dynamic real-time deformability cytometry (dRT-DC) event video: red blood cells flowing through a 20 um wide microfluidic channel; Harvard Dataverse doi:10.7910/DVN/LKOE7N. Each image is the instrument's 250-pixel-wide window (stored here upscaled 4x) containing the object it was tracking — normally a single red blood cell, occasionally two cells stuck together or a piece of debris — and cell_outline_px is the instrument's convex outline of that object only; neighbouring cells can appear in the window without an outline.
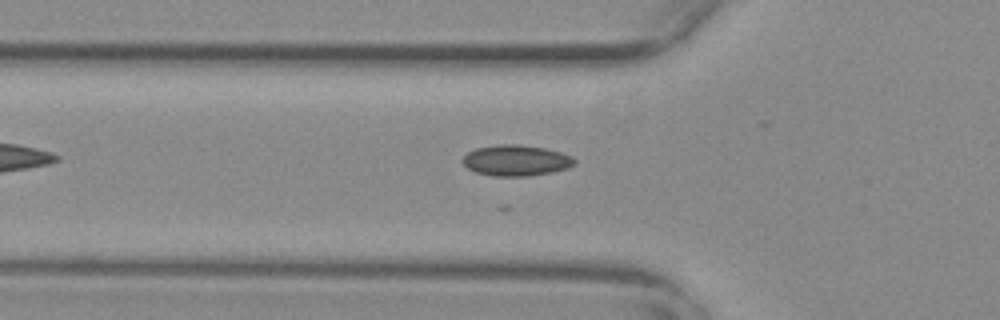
{"species": "common noctule bat (a hibernating species)", "species_latin": "Nyctalus noctula", "temperature_condition": "warm", "stored_images_in_passage": 22, "camera_frame_rate_fps": 3000, "um_per_image_px": 0.085, "animal": {"sex": "female", "body_mass_g": 29.2, "forearm_length_mm": 56.3}, "frame": {"image": 1, "passage_image": 7, "time_ms": 2.0, "image_size_px": [1000, 320], "cell_outline_px": [[576, 160], [568, 168], [552, 172], [528, 176], [492, 176], [476, 172], [468, 168], [460, 160], [468, 152], [476, 148], [496, 144], [520, 144], [544, 148], [560, 152], [572, 156]], "centroid_in_image_um": [43.84, 13.63], "position_along_channel_um": 82.0, "area_um2": 20.17}}
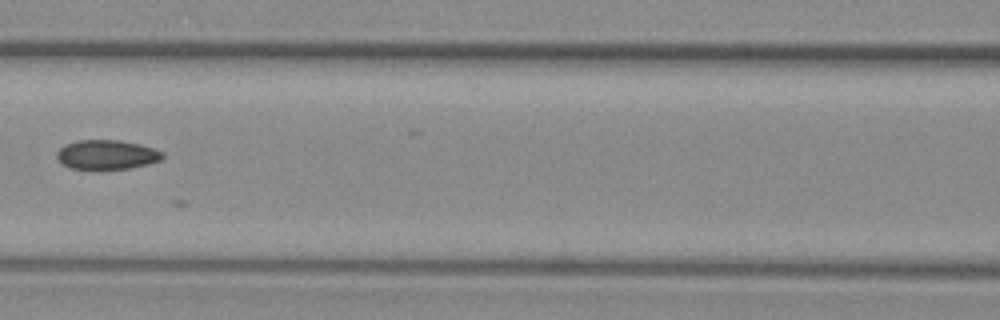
{"frame": {"image": 2, "passage_image": 13, "time_ms": 4.0, "image_size_px": [1000, 320], "cell_outline_px": [[164, 156], [160, 160], [148, 164], [128, 168], [100, 172], [68, 168], [56, 156], [56, 152], [64, 144], [76, 140], [120, 140], [140, 144], [164, 152]], "centroid_in_image_um": [9.04, 13.18], "position_along_channel_um": 157.6, "area_um2": 18.79}}
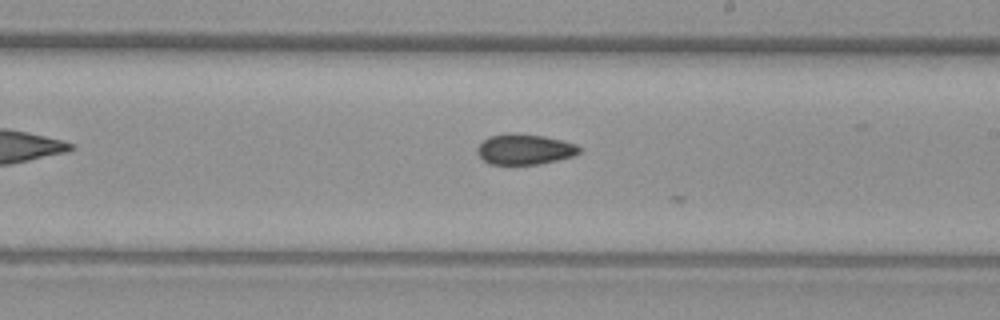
{"frame": {"image": 3, "passage_image": 20, "time_ms": 6.333, "image_size_px": [1000, 320], "cell_outline_px": [[580, 152], [572, 156], [540, 164], [488, 164], [476, 152], [476, 148], [488, 136], [544, 136], [576, 144], [580, 148]], "centroid_in_image_um": [44.6, 12.74], "position_along_channel_um": 244.4, "area_um2": 17.28}}